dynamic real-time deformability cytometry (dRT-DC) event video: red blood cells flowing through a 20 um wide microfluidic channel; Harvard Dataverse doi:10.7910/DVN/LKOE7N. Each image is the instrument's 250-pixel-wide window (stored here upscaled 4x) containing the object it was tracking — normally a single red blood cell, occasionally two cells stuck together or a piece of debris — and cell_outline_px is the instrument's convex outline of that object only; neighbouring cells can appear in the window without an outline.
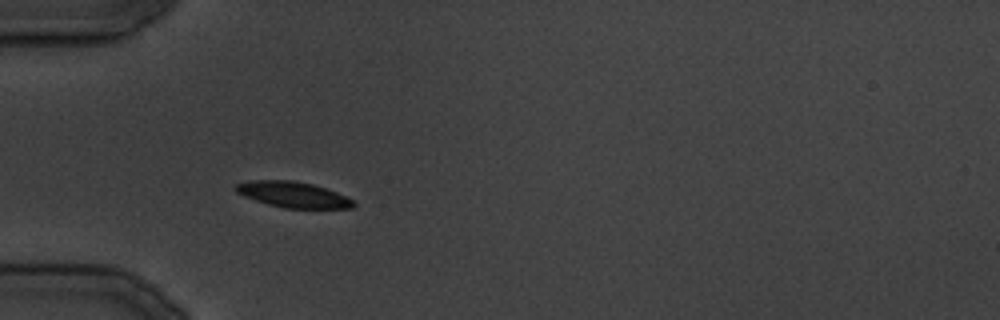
{"species": "common noctule bat (a hibernating species)", "species_latin": "Nyctalus noctula", "temperature_condition": "cold", "stored_images_in_passage": 21, "camera_frame_rate_fps": 3000, "um_per_image_px": 0.085, "animal": {"sex": "male", "body_mass_g": 19.5, "forearm_length_mm": 54.6}, "frame": {"image": 1, "passage_image": 8, "time_ms": 9.0, "image_size_px": [1000, 320], "cell_outline_px": [[356, 204], [352, 208], [284, 208], [268, 204], [244, 196], [236, 192], [232, 188], [236, 184], [252, 180], [292, 180], [312, 184], [336, 192], [352, 200]], "centroid_in_image_um": [24.87, 16.54], "position_along_channel_um": 60.1, "area_um2": 17.51}}
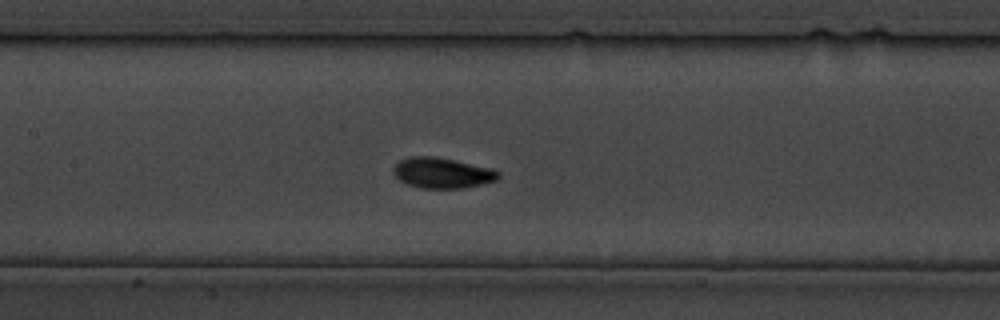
{"frame": {"image": 2, "passage_image": 14, "time_ms": 16.333, "image_size_px": [1000, 320], "cell_outline_px": [[500, 176], [496, 180], [480, 184], [460, 188], [420, 188], [408, 184], [400, 180], [392, 172], [392, 168], [400, 160], [412, 156], [432, 156], [456, 160], [492, 168], [500, 172]], "centroid_in_image_um": [37.58, 14.69], "position_along_channel_um": 169.8, "area_um2": 18.61}}
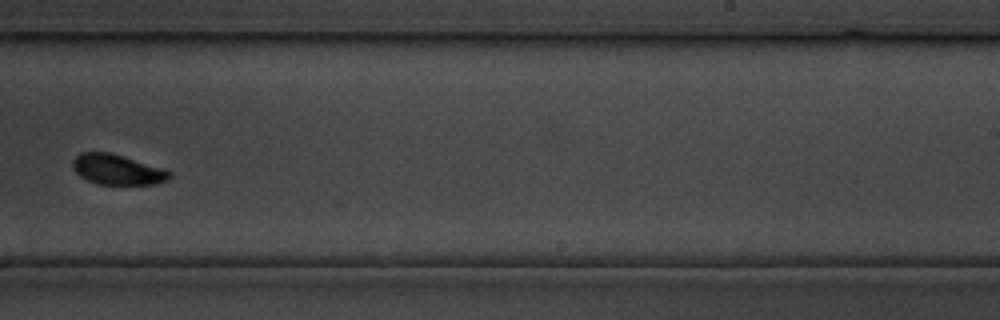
{"frame": {"image": 3, "passage_image": 20, "time_ms": 23.333, "image_size_px": [1000, 320], "cell_outline_px": [[172, 176], [168, 180], [156, 184], [100, 184], [88, 180], [80, 176], [72, 168], [72, 160], [80, 152], [112, 152], [172, 172]], "centroid_in_image_um": [9.95, 14.4], "position_along_channel_um": 279.1, "area_um2": 16.99}}